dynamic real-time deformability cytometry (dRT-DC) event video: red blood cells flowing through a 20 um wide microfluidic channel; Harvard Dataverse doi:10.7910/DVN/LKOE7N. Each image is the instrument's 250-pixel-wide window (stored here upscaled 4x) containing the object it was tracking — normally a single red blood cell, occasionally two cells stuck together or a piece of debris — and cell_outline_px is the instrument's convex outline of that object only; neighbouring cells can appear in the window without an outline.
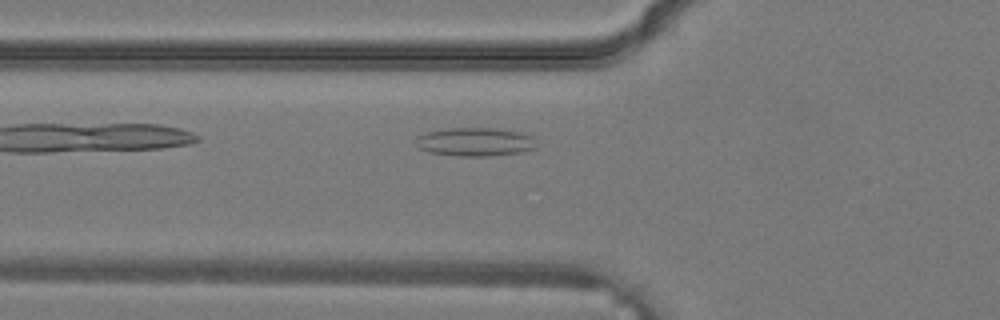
{"species": "common noctule bat (a hibernating species)", "species_latin": "Nyctalus noctula", "temperature_condition": "warm", "stored_images_in_passage": 6, "camera_frame_rate_fps": 3000, "um_per_image_px": 0.085, "animal": {"sex": "male", "body_mass_g": 19.2, "forearm_length_mm": 51.8}, "frame": {"image": 1, "passage_image": 6, "time_ms": 1.667, "image_size_px": [1000, 320], "cell_outline_px": [[536, 148], [520, 152], [488, 156], [456, 156], [428, 152], [420, 148], [416, 144], [416, 140], [420, 136], [428, 132], [444, 128], [496, 128], [520, 132], [532, 136]], "centroid_in_image_um": [40.38, 12.06], "position_along_channel_um": 85.4, "area_um2": 19.94}}